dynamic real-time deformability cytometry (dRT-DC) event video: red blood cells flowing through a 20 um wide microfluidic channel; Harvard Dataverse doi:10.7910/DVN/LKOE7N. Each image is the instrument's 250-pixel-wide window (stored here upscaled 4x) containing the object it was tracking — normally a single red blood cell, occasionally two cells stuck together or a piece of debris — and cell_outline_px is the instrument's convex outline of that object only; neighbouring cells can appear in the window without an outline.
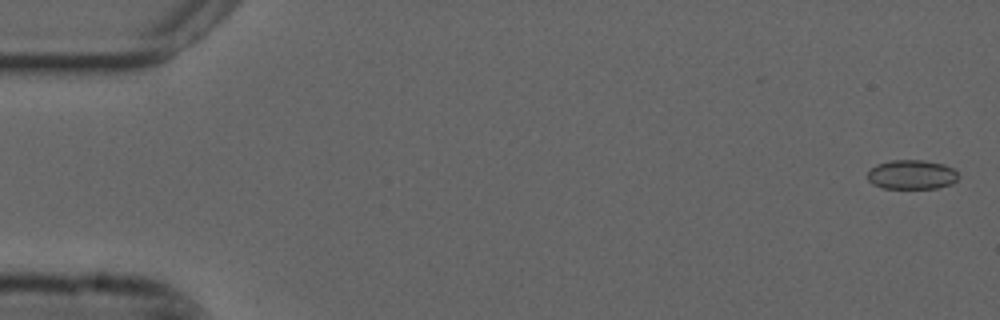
{"species": "common noctule bat (a hibernating species)", "species_latin": "Nyctalus noctula", "temperature_condition": "cold", "stored_images_in_passage": 51, "camera_frame_rate_fps": 3000, "um_per_image_px": 0.085, "animal": {"sex": "male", "forearm_length_mm": 52.5}, "frame": {"image": 1, "passage_image": 2, "time_ms": 0.333, "image_size_px": [1000, 320], "cell_outline_px": [[960, 176], [952, 184], [936, 188], [884, 188], [872, 184], [868, 180], [868, 172], [876, 164], [892, 160], [924, 160], [944, 164], [952, 168]], "centroid_in_image_um": [77.5, 14.84], "position_along_channel_um": 7.5, "area_um2": 15.55}}
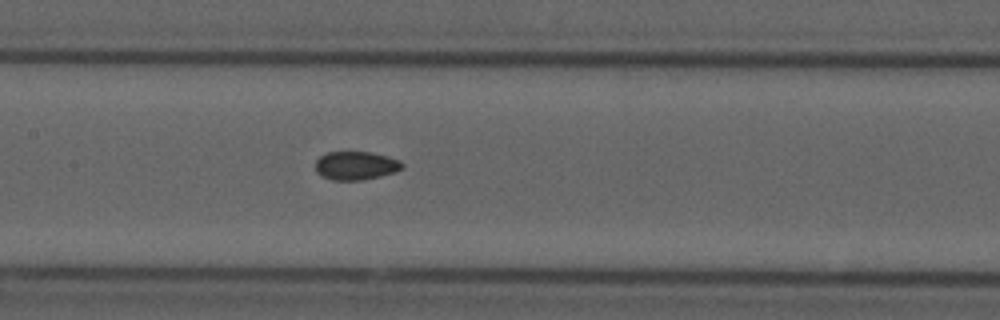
{"frame": {"image": 2, "passage_image": 27, "time_ms": 8.667, "image_size_px": [1000, 320], "cell_outline_px": [[404, 168], [396, 172], [380, 176], [360, 180], [332, 180], [320, 176], [316, 172], [316, 160], [320, 156], [328, 152], [372, 152], [388, 156], [400, 160], [404, 164]], "centroid_in_image_um": [30.26, 14.08], "position_along_channel_um": 177.1, "area_um2": 14.57}}
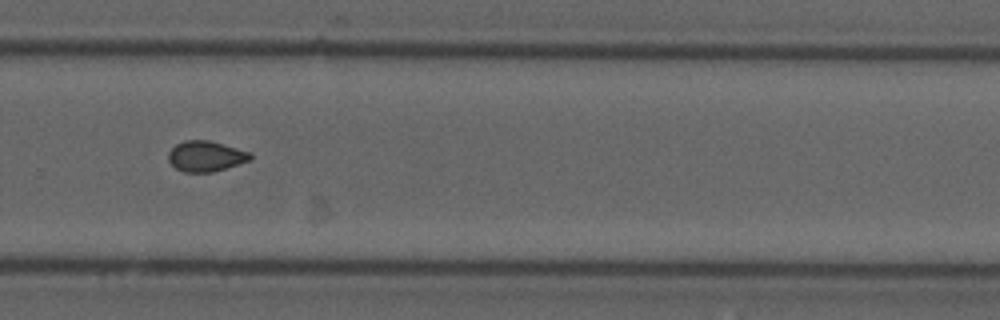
{"frame": {"image": 3, "passage_image": 38, "time_ms": 12.333, "image_size_px": [1000, 320], "cell_outline_px": [[252, 160], [212, 172], [184, 172], [176, 168], [168, 160], [168, 152], [176, 144], [184, 140], [208, 140], [252, 152]], "centroid_in_image_um": [17.51, 13.27], "position_along_channel_um": 312.3, "area_um2": 14.62}}